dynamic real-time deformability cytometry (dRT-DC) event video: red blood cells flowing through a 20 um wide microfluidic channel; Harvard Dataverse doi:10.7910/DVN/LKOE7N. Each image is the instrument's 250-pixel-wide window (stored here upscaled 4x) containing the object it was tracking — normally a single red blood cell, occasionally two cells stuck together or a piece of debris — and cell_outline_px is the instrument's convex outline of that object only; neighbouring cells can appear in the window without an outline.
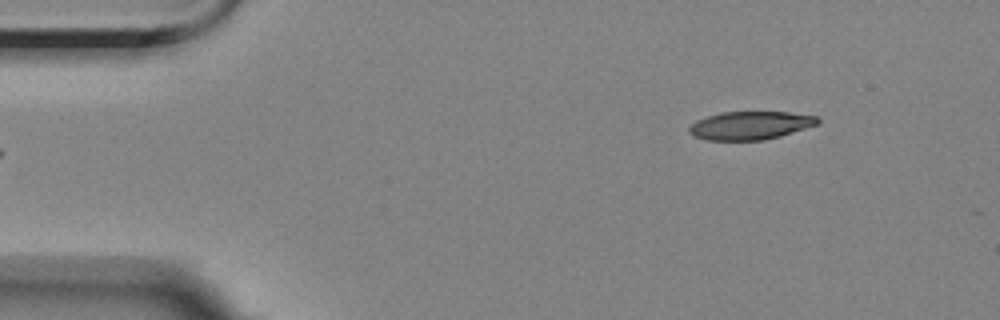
{"species": "Egyptian fruit bat (a non-hibernating species)", "species_latin": "Rousettus aegyptiacus", "temperature_condition": "room temperature", "stored_images_in_passage": 5, "camera_frame_rate_fps": 3000, "um_per_image_px": 0.085, "animal": {"sex": "female"}, "frame": {"image": 1, "passage_image": 5, "time_ms": 5.333, "image_size_px": [1000, 320], "cell_outline_px": [[820, 124], [780, 136], [764, 140], [704, 140], [692, 136], [688, 132], [688, 128], [696, 120], [708, 116], [724, 112], [788, 112], [816, 116], [820, 120]], "centroid_in_image_um": [63.77, 10.67], "position_along_channel_um": 21.2, "area_um2": 21.21}}